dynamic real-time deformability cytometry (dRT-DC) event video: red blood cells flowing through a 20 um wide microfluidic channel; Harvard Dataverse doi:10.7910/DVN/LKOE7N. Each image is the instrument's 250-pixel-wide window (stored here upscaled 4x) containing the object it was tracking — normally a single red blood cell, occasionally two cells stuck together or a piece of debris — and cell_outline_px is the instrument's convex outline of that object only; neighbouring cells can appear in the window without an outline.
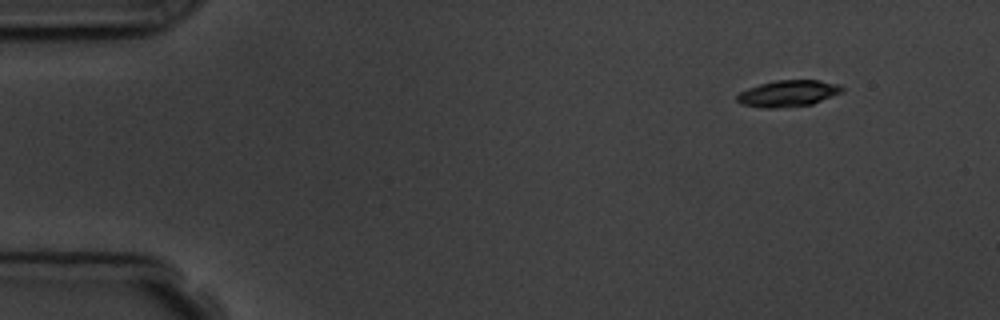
{"species": "common noctule bat (a hibernating species)", "species_latin": "Nyctalus noctula", "temperature_condition": "room temperature", "stored_images_in_passage": 3, "camera_frame_rate_fps": 3000, "um_per_image_px": 0.085, "animal": {"sex": "male", "body_mass_g": 19.5, "forearm_length_mm": 54.6}, "frame": {"image": 1, "passage_image": 3, "time_ms": 2.333, "image_size_px": [1000, 320], "cell_outline_px": [[844, 92], [812, 104], [776, 108], [760, 108], [740, 104], [736, 100], [736, 96], [740, 92], [748, 88], [760, 84], [776, 80], [820, 80], [840, 84], [844, 88]], "centroid_in_image_um": [67.01, 7.94], "position_along_channel_um": 18.0, "area_um2": 16.36}}